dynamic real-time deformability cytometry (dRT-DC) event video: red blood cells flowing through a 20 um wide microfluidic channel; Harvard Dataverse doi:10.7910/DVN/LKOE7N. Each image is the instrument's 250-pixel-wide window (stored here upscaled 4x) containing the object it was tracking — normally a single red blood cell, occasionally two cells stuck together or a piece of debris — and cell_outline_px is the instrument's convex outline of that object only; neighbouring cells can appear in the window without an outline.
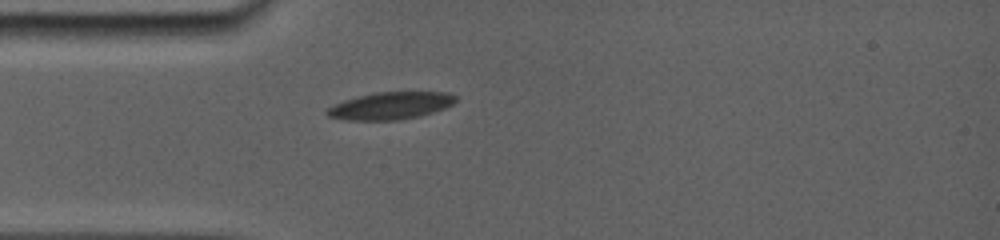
{"species": "common noctule bat (a hibernating species)", "species_latin": "Nyctalus noctula", "temperature_condition": "room temperature", "stored_images_in_passage": 3, "camera_frame_rate_fps": 5000, "um_per_image_px": 0.085, "animal": {"sex": "female", "body_mass_g": 19.0, "forearm_length_mm": 56.7}, "frame": {"image": 1, "passage_image": 3, "time_ms": 2.0, "image_size_px": [1000, 240], "cell_outline_px": [[456, 100], [452, 104], [444, 108], [432, 112], [416, 116], [396, 120], [348, 120], [328, 116], [324, 112], [328, 108], [344, 100], [372, 92], [448, 92], [456, 96]], "centroid_in_image_um": [33.18, 8.97], "position_along_channel_um": 51.8, "area_um2": 20.23}}